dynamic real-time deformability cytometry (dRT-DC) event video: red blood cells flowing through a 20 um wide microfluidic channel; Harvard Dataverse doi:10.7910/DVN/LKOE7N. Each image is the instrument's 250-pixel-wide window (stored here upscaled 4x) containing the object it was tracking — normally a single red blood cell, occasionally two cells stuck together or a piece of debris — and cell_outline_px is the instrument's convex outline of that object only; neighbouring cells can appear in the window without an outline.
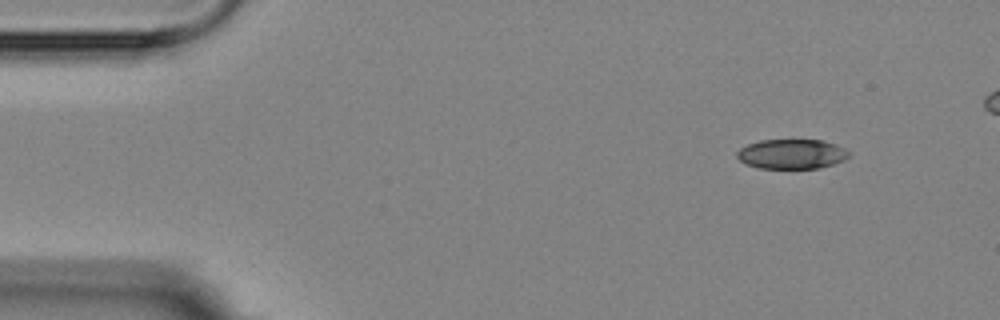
{"species": "Egyptian fruit bat (a non-hibernating species)", "species_latin": "Rousettus aegyptiacus", "temperature_condition": "room temperature", "stored_images_in_passage": 5, "camera_frame_rate_fps": 3000, "um_per_image_px": 0.085, "animal": {"sex": "female"}, "frame": {"image": 1, "passage_image": 1, "time_ms": 0.0, "image_size_px": [1000, 320], "cell_outline_px": [[852, 152], [844, 160], [820, 168], [760, 168], [744, 164], [736, 156], [736, 152], [740, 148], [748, 144], [760, 140], [824, 140], [836, 144]], "centroid_in_image_um": [67.3, 13.09], "position_along_channel_um": 17.7, "area_um2": 19.48}}
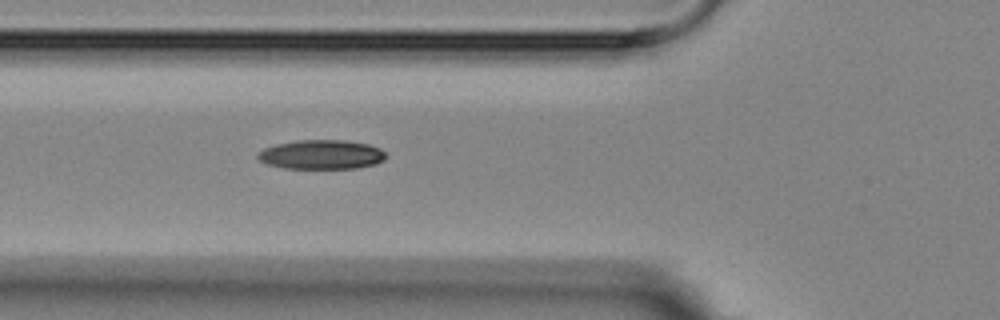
{"frame": {"image": 2, "passage_image": 5, "time_ms": 4.667, "image_size_px": [1000, 320], "cell_outline_px": [[388, 156], [384, 160], [376, 164], [356, 168], [284, 168], [268, 164], [260, 160], [256, 156], [256, 152], [264, 148], [276, 144], [296, 140], [344, 140], [368, 144], [380, 148]], "centroid_in_image_um": [27.33, 13.13], "position_along_channel_um": 98.5, "area_um2": 21.96}}